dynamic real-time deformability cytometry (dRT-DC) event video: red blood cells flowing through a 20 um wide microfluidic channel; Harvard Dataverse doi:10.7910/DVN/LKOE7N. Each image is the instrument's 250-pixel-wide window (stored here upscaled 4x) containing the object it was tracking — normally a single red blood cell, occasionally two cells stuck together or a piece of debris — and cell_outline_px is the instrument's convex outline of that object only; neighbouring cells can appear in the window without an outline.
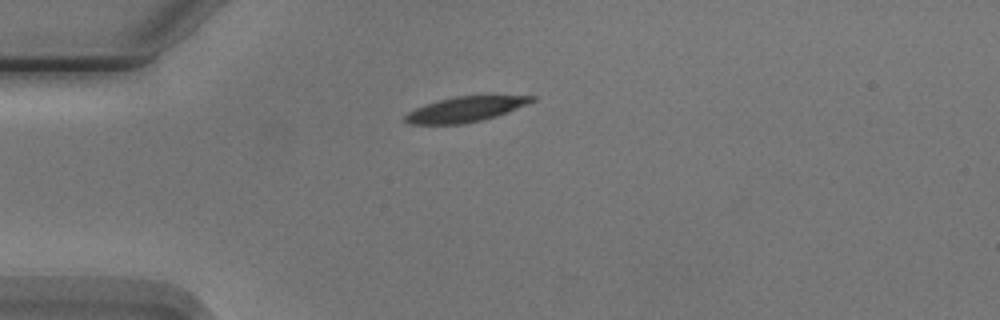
{"species": "Egyptian fruit bat (a non-hibernating species)", "species_latin": "Rousettus aegyptiacus", "temperature_condition": "cold", "stored_images_in_passage": 8, "camera_frame_rate_fps": 3000, "um_per_image_px": 0.085, "animal": {"sex": "male"}, "frame": {"image": 1, "passage_image": 1, "time_ms": 0.0, "image_size_px": [1000, 320], "cell_outline_px": [[536, 100], [496, 116], [480, 120], [460, 124], [412, 124], [404, 120], [404, 116], [408, 112], [424, 104], [456, 96], [536, 96]], "centroid_in_image_um": [39.52, 9.29], "position_along_channel_um": 45.5, "area_um2": 18.15}}
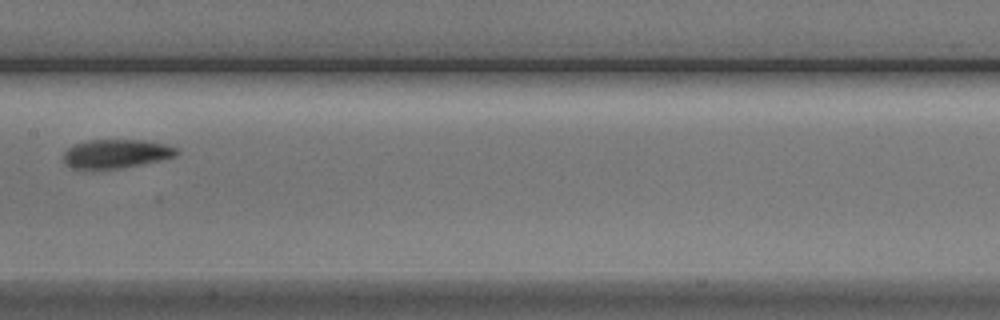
{"frame": {"image": 2, "passage_image": 5, "time_ms": 4.667, "image_size_px": [1000, 320], "cell_outline_px": [[180, 152], [176, 156], [160, 160], [120, 168], [72, 168], [64, 164], [64, 152], [72, 144], [92, 140], [144, 140], [164, 144], [180, 148]], "centroid_in_image_um": [9.89, 13.05], "position_along_channel_um": 197.5, "area_um2": 18.9}}
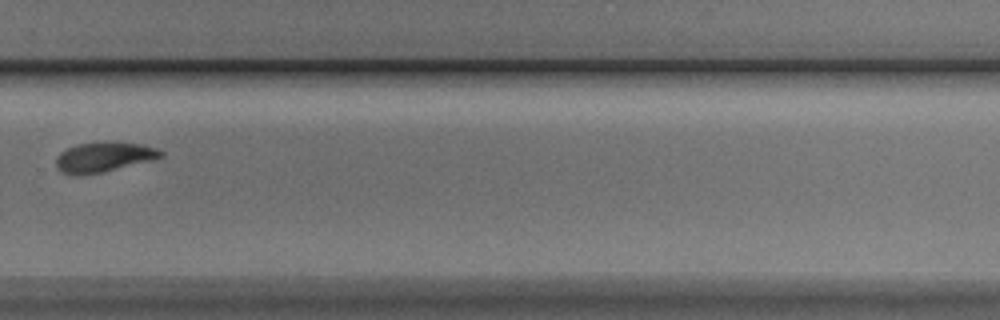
{"frame": {"image": 3, "passage_image": 8, "time_ms": 8.0, "image_size_px": [1000, 320], "cell_outline_px": [[164, 156], [156, 160], [100, 172], [60, 172], [56, 168], [56, 160], [60, 152], [76, 144], [144, 144], [156, 148], [164, 152]], "centroid_in_image_um": [8.91, 13.35], "position_along_channel_um": 320.9, "area_um2": 17.22}}